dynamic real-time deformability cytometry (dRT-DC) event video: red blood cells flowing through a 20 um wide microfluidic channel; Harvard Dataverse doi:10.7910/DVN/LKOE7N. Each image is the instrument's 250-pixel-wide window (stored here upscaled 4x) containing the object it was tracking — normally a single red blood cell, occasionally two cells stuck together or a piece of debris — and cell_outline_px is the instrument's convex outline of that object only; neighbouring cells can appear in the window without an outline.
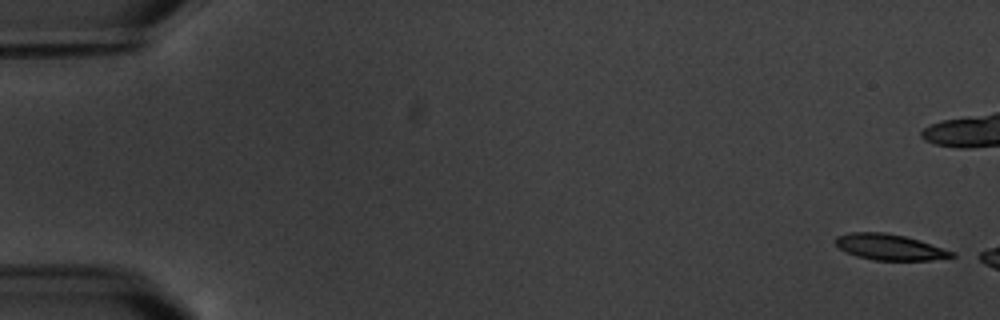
{"species": "common noctule bat (a hibernating species)", "species_latin": "Nyctalus noctula", "temperature_condition": "warm", "stored_images_in_passage": 3, "camera_frame_rate_fps": 3000, "um_per_image_px": 0.085, "animal": {"sex": "male", "body_mass_g": 20.1, "forearm_length_mm": 53.5}, "frame": {"image": 1, "passage_image": 1, "time_ms": 0.0, "image_size_px": [1000, 320], "cell_outline_px": [[956, 256], [932, 260], [872, 260], [856, 256], [844, 252], [836, 244], [836, 236], [848, 232], [884, 232], [904, 236], [920, 240], [956, 252]], "centroid_in_image_um": [75.63, 21.0], "position_along_channel_um": 9.4, "area_um2": 17.69}}